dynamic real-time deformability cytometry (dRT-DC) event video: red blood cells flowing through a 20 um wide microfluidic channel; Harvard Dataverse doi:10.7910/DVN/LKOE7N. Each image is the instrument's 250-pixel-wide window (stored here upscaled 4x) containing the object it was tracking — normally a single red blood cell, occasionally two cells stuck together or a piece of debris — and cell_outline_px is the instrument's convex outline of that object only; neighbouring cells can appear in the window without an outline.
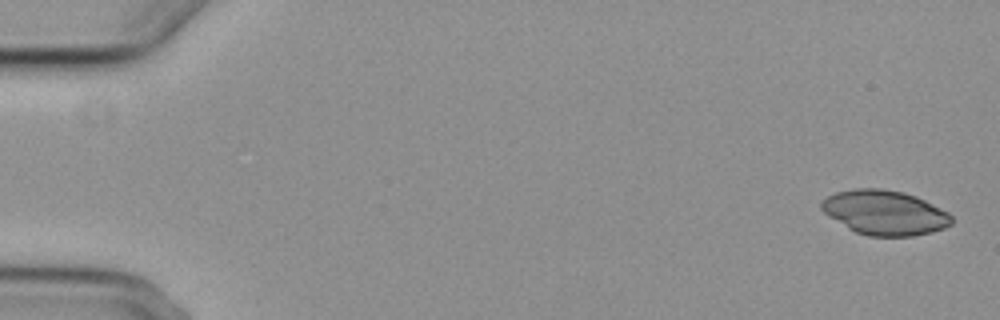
{"species": "common noctule bat (a hibernating species)", "species_latin": "Nyctalus noctula", "temperature_condition": "cold", "stored_images_in_passage": 6, "camera_frame_rate_fps": 3000, "um_per_image_px": 0.085, "animal": {"sex": "female", "body_mass_g": 29.2, "forearm_length_mm": 56.3}, "frame": {"image": 1, "passage_image": 1, "time_ms": 0.0, "image_size_px": [1000, 320], "cell_outline_px": [[952, 224], [944, 228], [932, 232], [912, 236], [868, 236], [856, 232], [848, 228], [828, 216], [820, 208], [820, 200], [836, 192], [856, 188], [880, 188], [904, 192], [916, 196], [948, 212], [952, 216]], "centroid_in_image_um": [75.19, 18.07], "position_along_channel_um": 9.8, "area_um2": 33.93}}